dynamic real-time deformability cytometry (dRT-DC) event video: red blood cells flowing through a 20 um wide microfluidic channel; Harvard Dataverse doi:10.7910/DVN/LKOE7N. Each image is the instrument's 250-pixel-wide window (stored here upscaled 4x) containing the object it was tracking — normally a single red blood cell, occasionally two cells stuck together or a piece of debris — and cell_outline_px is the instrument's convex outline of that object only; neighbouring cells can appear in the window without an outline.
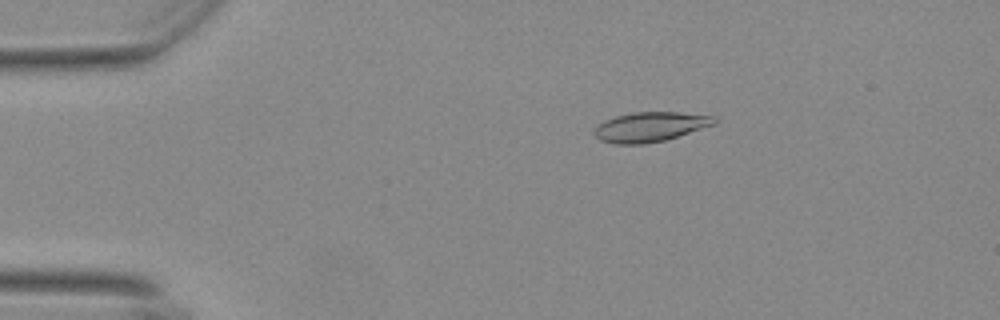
{"species": "Egyptian fruit bat (a non-hibernating species)", "species_latin": "Rousettus aegyptiacus", "temperature_condition": "warm", "stored_images_in_passage": 54, "camera_frame_rate_fps": 3000, "um_per_image_px": 0.085, "animal": {"sex": "female"}, "frame": {"image": 1, "passage_image": 11, "time_ms": 3.333, "image_size_px": [1000, 320], "cell_outline_px": [[716, 124], [664, 140], [644, 144], [616, 144], [600, 140], [592, 132], [604, 120], [616, 116], [632, 112], [676, 112], [716, 116]], "centroid_in_image_um": [55.26, 10.78], "position_along_channel_um": 29.7, "area_um2": 20.63}}
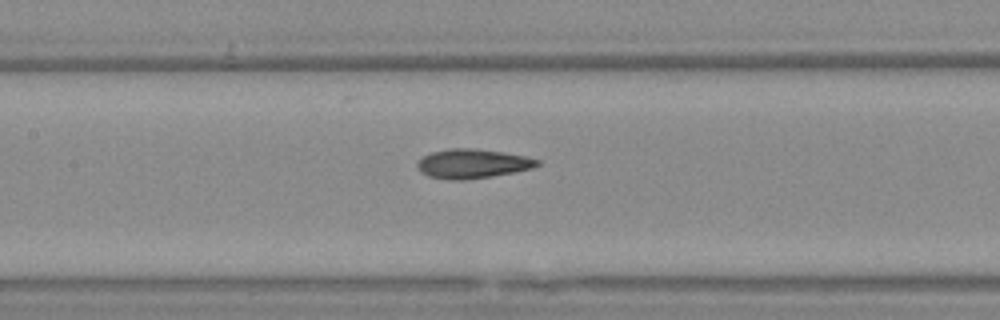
{"frame": {"image": 2, "passage_image": 27, "time_ms": 8.667, "image_size_px": [1000, 320], "cell_outline_px": [[540, 164], [532, 168], [516, 172], [492, 176], [464, 180], [452, 180], [428, 176], [420, 172], [416, 164], [424, 156], [432, 152], [448, 148], [472, 148], [500, 152], [524, 156], [540, 160]], "centroid_in_image_um": [40.15, 13.92], "position_along_channel_um": 167.2, "area_um2": 20.35}}
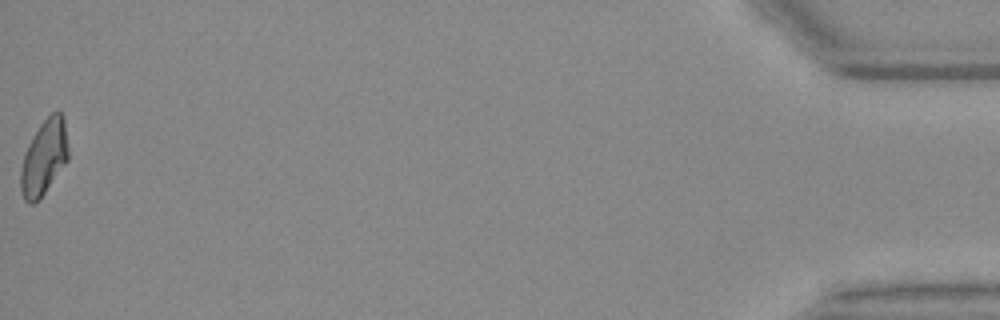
{"frame": {"image": 3, "passage_image": 54, "time_ms": 17.667, "image_size_px": [1000, 320], "cell_outline_px": [[68, 160], [40, 200], [32, 204], [28, 204], [24, 200], [20, 188], [20, 172], [24, 152], [28, 144], [40, 124], [52, 112], [60, 112], [64, 120], [68, 148]], "centroid_in_image_um": [3.72, 13.44], "position_along_channel_um": 431.5, "area_um2": 20.92}, "authors_computed_cell_mechanics": {"area_um2": 20.3167, "velocity_mm_per_s": 3.6929, "shape_relaxation_time_tau1_ms": 7.3182, "shape_relaxation_time_tau2_ms": 1.7728, "deformation_change_tau1": 0.221, "deformation_change_tau2": 0.0947}}